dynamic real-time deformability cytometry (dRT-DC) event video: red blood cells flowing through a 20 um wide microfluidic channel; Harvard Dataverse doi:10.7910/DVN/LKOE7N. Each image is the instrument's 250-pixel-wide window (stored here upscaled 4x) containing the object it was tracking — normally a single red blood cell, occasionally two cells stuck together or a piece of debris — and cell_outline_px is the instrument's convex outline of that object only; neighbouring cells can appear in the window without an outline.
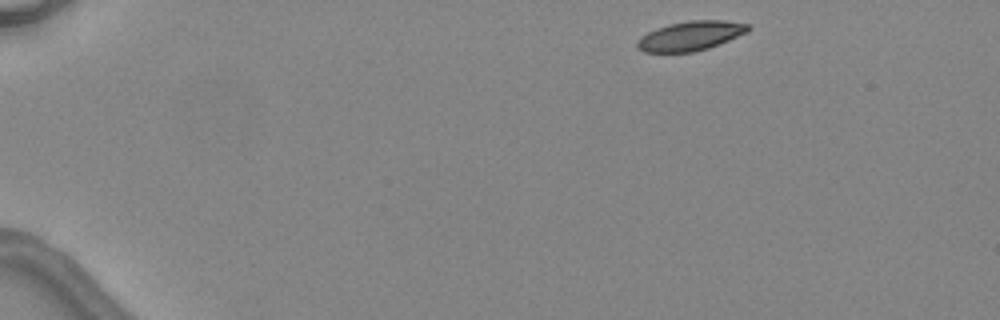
{"species": "common noctule bat (a hibernating species)", "species_latin": "Nyctalus noctula", "temperature_condition": "warm", "stored_images_in_passage": 4, "camera_frame_rate_fps": 3000, "um_per_image_px": 0.085, "animal": {"sex": "female", "body_mass_g": 24.6, "forearm_length_mm": 56.2}, "frame": {"image": 1, "passage_image": 1, "time_ms": 0.0, "image_size_px": [1000, 320], "cell_outline_px": [[748, 32], [720, 44], [708, 48], [692, 52], [644, 52], [636, 44], [640, 36], [648, 32], [668, 24], [688, 20], [724, 20], [748, 24]], "centroid_in_image_um": [58.7, 3.04], "position_along_channel_um": 26.3, "area_um2": 18.9}}